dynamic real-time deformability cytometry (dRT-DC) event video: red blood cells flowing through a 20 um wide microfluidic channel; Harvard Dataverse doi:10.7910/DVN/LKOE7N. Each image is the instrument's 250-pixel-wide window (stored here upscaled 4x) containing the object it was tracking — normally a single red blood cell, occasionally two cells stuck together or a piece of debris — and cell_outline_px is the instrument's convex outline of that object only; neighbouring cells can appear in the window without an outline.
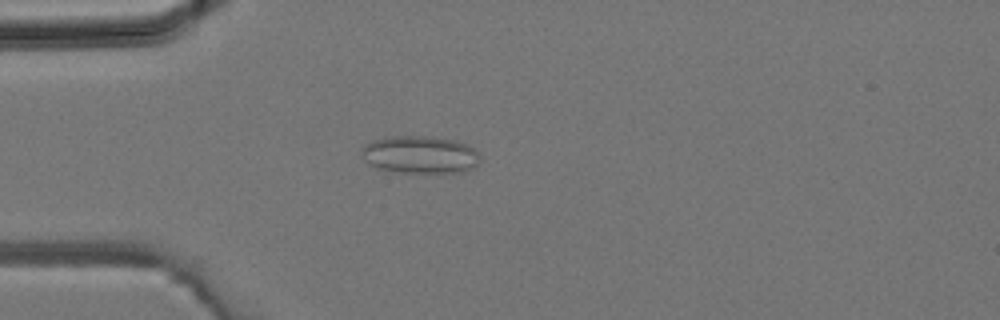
{"species": "common noctule bat (a hibernating species)", "species_latin": "Nyctalus noctula", "temperature_condition": "room temperature", "stored_images_in_passage": 2, "camera_frame_rate_fps": 3000, "um_per_image_px": 0.085, "animal": {"sex": "male", "body_mass_g": 19.2, "forearm_length_mm": 51.8}, "frame": {"image": 1, "passage_image": 2, "time_ms": 0.333, "image_size_px": [1000, 320], "cell_outline_px": [[480, 160], [468, 172], [400, 172], [380, 168], [368, 164], [360, 148], [364, 144], [372, 140], [384, 136], [428, 136], [456, 140], [468, 144], [480, 156]], "centroid_in_image_um": [35.7, 13.12], "position_along_channel_um": 49.3, "area_um2": 26.01}}